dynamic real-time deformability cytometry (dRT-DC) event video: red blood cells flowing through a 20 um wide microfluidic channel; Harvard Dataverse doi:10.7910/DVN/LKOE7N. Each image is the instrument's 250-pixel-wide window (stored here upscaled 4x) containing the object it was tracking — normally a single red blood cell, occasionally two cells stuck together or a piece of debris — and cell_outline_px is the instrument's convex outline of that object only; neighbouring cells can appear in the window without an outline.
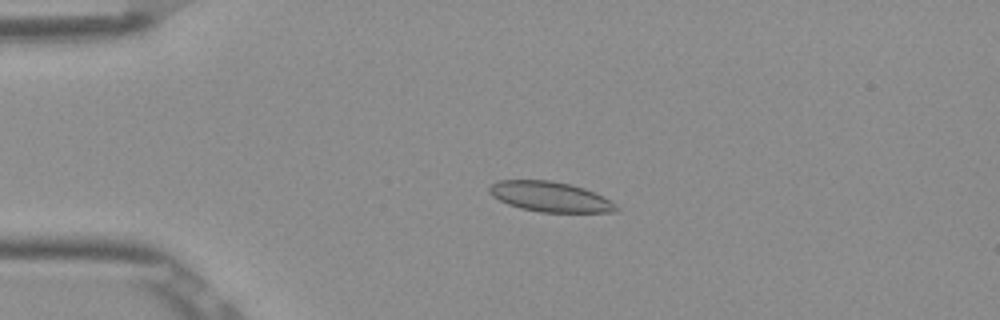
{"species": "Egyptian fruit bat (a non-hibernating species)", "species_latin": "Rousettus aegyptiacus", "temperature_condition": "room temperature", "stored_images_in_passage": 52, "camera_frame_rate_fps": 3000, "um_per_image_px": 0.085, "frame": {"image": 1, "passage_image": 12, "time_ms": 3.667, "image_size_px": [1000, 320], "cell_outline_px": [[620, 208], [616, 212], [540, 212], [520, 208], [508, 204], [492, 196], [488, 192], [488, 188], [492, 184], [500, 180], [548, 180], [572, 184], [584, 188], [616, 204]], "centroid_in_image_um": [46.74, 16.72], "position_along_channel_um": 38.3, "area_um2": 22.14}}
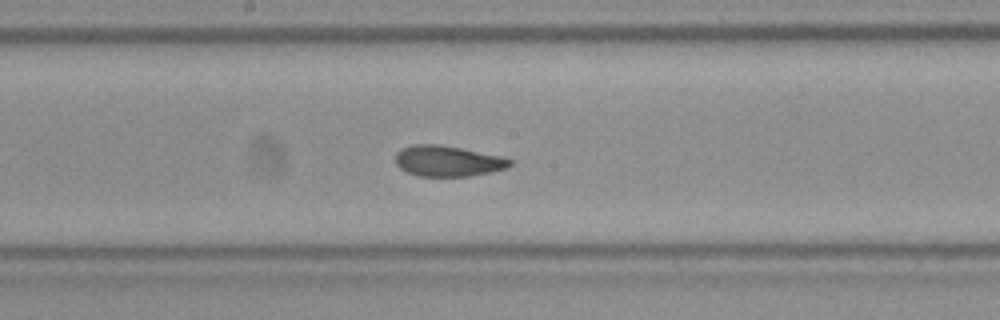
{"frame": {"image": 2, "passage_image": 28, "time_ms": 9.0, "image_size_px": [1000, 320], "cell_outline_px": [[516, 160], [508, 168], [492, 172], [468, 176], [416, 176], [400, 168], [396, 164], [396, 152], [400, 148], [412, 144], [440, 144], [500, 156]], "centroid_in_image_um": [38.07, 13.68], "position_along_channel_um": 210.1, "area_um2": 20.69}}
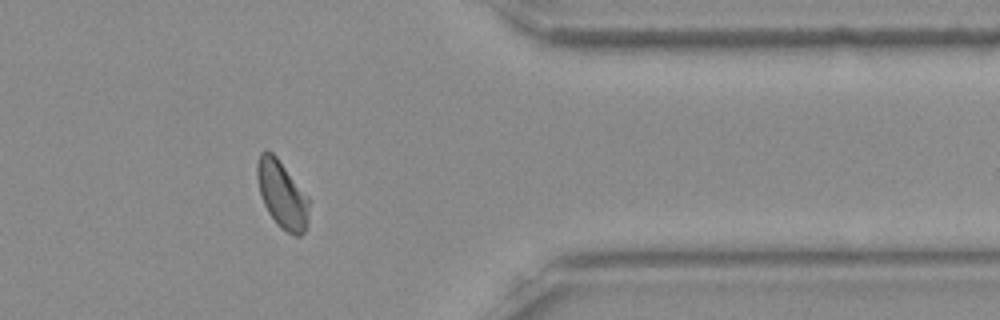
{"frame": {"image": 3, "passage_image": 43, "time_ms": 14.0, "image_size_px": [1000, 320], "cell_outline_px": [[312, 200], [308, 220], [304, 232], [300, 236], [296, 236], [280, 228], [276, 224], [268, 212], [264, 204], [260, 192], [256, 176], [256, 164], [260, 152], [268, 148], [276, 156]], "centroid_in_image_um": [24.0, 16.52], "position_along_channel_um": 387.4, "area_um2": 20.87}, "authors_computed_cell_mechanics": {"area_um2": 21.0392, "velocity_mm_per_s": 3.8674, "shape_relaxation_time_tau1_ms": 8.0475, "shape_relaxation_time_tau2_ms": 1.2065, "deformation_change_tau1": 0.1719, "deformation_change_tau2": 0.0552}}